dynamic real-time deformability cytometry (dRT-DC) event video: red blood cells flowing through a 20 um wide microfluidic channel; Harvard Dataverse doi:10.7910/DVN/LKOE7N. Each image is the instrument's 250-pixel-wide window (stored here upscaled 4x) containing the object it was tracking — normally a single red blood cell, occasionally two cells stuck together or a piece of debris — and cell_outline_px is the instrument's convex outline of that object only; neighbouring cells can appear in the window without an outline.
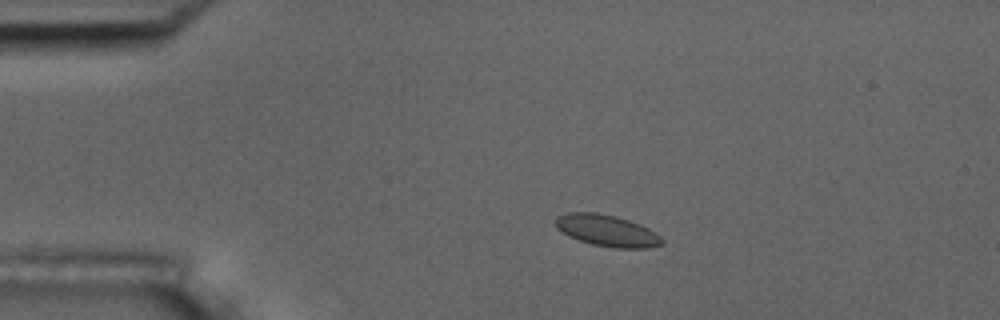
{"species": "common noctule bat (a hibernating species)", "species_latin": "Nyctalus noctula", "temperature_condition": "room temperature", "stored_images_in_passage": 33, "camera_frame_rate_fps": 3000, "um_per_image_px": 0.085, "animal": {"sex": "male", "body_mass_g": 17.5, "forearm_length_mm": 52.3}, "frame": {"image": 1, "passage_image": 1, "time_ms": 0.0, "image_size_px": [1000, 320], "cell_outline_px": [[656, 244], [600, 244], [584, 240], [572, 236], [560, 228], [560, 224], [632, 224], [640, 228]], "centroid_in_image_um": [51.71, 19.86], "position_along_channel_um": 33.3, "area_um2": 10.58}}
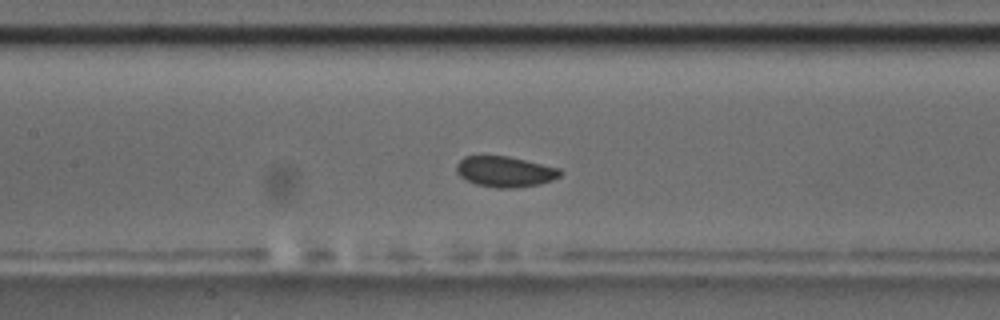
{"frame": {"image": 2, "passage_image": 16, "time_ms": 5.0, "image_size_px": [1000, 320], "cell_outline_px": [[560, 172], [556, 176], [544, 180], [528, 184], [488, 184], [472, 180], [464, 176], [460, 172], [460, 164], [464, 160], [472, 156], [496, 156], [516, 160], [548, 168]], "centroid_in_image_um": [42.82, 14.52], "position_along_channel_um": 164.6, "area_um2": 14.68}}
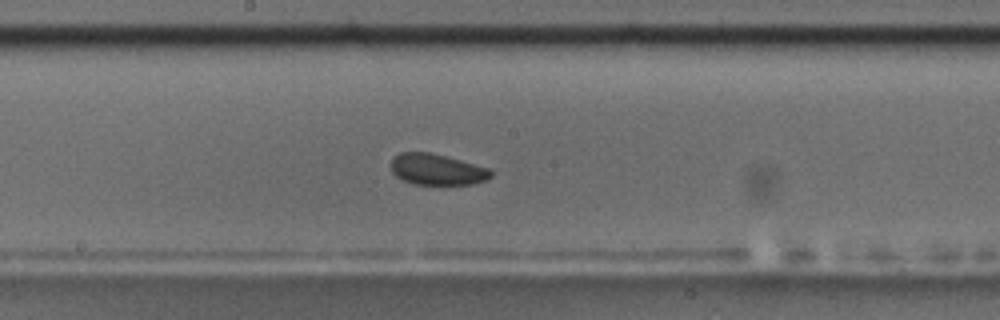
{"frame": {"image": 3, "passage_image": 20, "time_ms": 6.333, "image_size_px": [1000, 320], "cell_outline_px": [[488, 176], [480, 180], [460, 184], [428, 184], [408, 180], [400, 176], [396, 172], [392, 164], [400, 156], [432, 156], [452, 160], [488, 172]], "centroid_in_image_um": [37.1, 14.5], "position_along_channel_um": 211.1, "area_um2": 14.28}}